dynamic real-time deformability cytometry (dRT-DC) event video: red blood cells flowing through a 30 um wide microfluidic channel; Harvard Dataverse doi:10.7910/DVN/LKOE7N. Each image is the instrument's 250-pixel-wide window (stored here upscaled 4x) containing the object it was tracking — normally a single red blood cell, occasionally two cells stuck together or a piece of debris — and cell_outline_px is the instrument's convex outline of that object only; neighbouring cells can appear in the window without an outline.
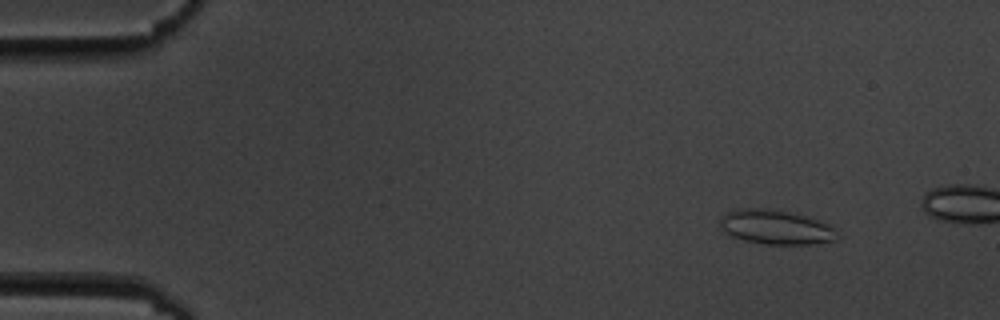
{"species": "common noctule bat (a hibernating species)", "species_latin": "Nyctalus noctula", "temperature_condition": "cold", "stored_images_in_passage": 5, "camera_frame_rate_fps": 3000, "um_per_image_px": 0.085, "animal": {"sex": "male", "body_mass_g": 19.5, "forearm_length_mm": 54.6}, "frame": {"image": 1, "passage_image": 2, "time_ms": 2.0, "image_size_px": [1000, 320], "cell_outline_px": [[840, 236], [836, 240], [816, 244], [764, 244], [744, 240], [732, 236], [720, 224], [720, 220], [728, 212], [740, 208], [760, 208], [784, 212], [804, 216], [828, 224]], "centroid_in_image_um": [65.98, 19.33], "position_along_channel_um": 19.0, "area_um2": 22.89}}